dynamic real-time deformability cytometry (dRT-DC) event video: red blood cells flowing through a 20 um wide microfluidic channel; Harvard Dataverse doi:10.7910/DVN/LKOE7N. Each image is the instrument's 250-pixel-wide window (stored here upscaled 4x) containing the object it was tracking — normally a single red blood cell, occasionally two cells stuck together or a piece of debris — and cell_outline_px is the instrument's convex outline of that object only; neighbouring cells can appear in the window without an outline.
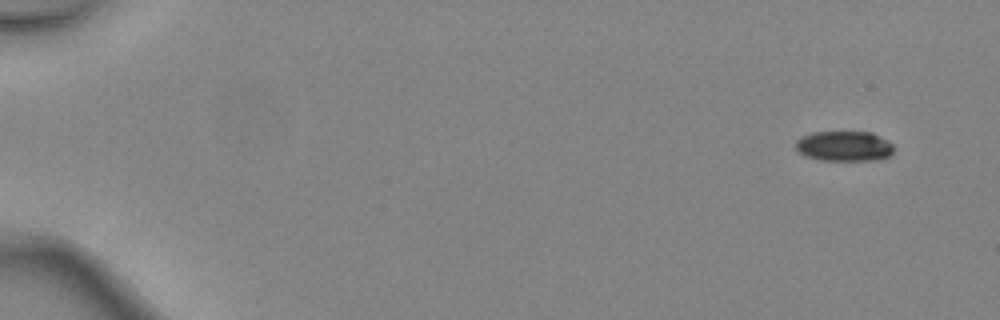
{"species": "common noctule bat (a hibernating species)", "species_latin": "Nyctalus noctula", "temperature_condition": "warm", "stored_images_in_passage": 4, "camera_frame_rate_fps": 3000, "um_per_image_px": 0.085, "animal": {"sex": "female", "body_mass_g": 24.6, "forearm_length_mm": 56.2}, "frame": {"image": 1, "passage_image": 1, "time_ms": 0.0, "image_size_px": [1000, 320], "cell_outline_px": [[892, 152], [888, 156], [880, 160], [820, 160], [804, 156], [796, 148], [796, 140], [800, 136], [812, 132], [872, 132], [892, 144]], "centroid_in_image_um": [71.72, 12.42], "position_along_channel_um": 13.3, "area_um2": 17.22}}
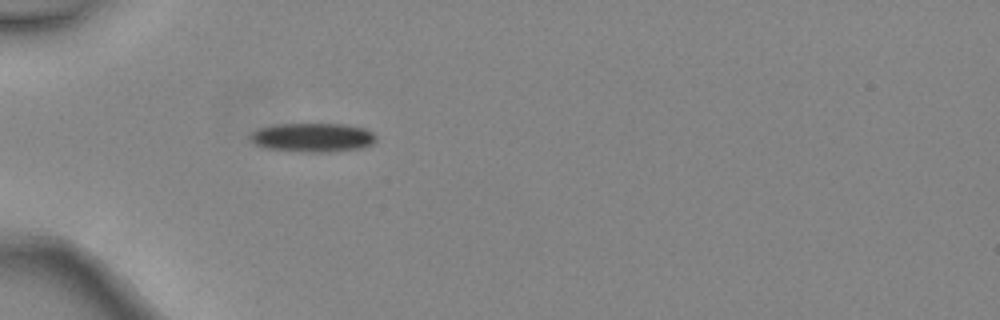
{"frame": {"image": 2, "passage_image": 4, "time_ms": 1.0, "image_size_px": [1000, 320], "cell_outline_px": [[376, 140], [372, 144], [364, 148], [328, 152], [300, 152], [268, 148], [256, 144], [248, 136], [256, 128], [280, 124], [344, 124], [364, 128], [372, 132], [376, 136]], "centroid_in_image_um": [26.6, 11.69], "position_along_channel_um": 58.4, "area_um2": 21.33}}